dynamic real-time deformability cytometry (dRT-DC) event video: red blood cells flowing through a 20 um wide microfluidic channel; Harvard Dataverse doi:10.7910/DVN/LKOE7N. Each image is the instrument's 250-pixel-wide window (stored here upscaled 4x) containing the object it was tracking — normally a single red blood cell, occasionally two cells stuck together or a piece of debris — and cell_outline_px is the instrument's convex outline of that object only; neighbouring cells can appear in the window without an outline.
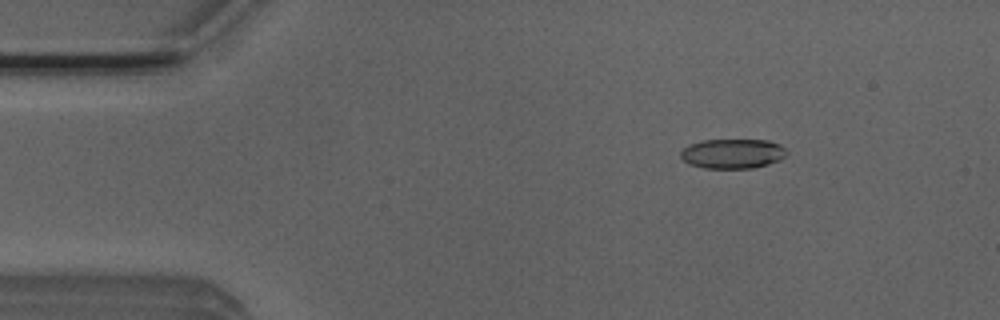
{"species": "Egyptian fruit bat (a non-hibernating species)", "species_latin": "Rousettus aegyptiacus", "temperature_condition": "room temperature", "stored_images_in_passage": 52, "camera_frame_rate_fps": 3000, "um_per_image_px": 0.085, "animal": {"sex": "male"}, "frame": {"image": 1, "passage_image": 7, "time_ms": 2.0, "image_size_px": [1000, 320], "cell_outline_px": [[788, 152], [780, 160], [768, 164], [752, 168], [704, 168], [688, 164], [680, 156], [680, 152], [688, 144], [704, 140], [768, 140], [780, 144]], "centroid_in_image_um": [62.26, 13.06], "position_along_channel_um": 22.7, "area_um2": 18.38}}
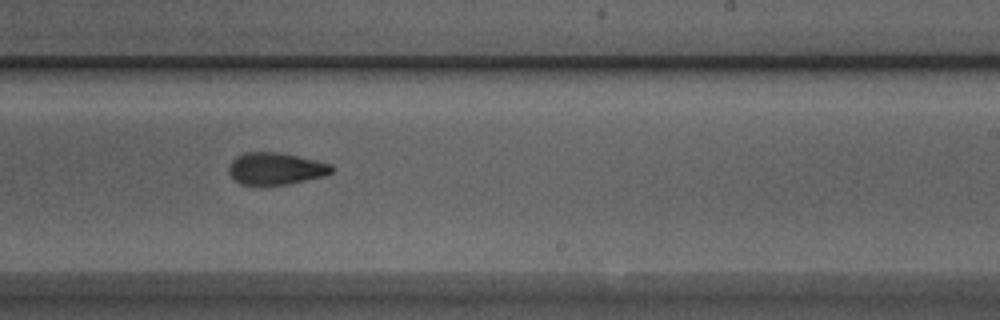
{"frame": {"image": 2, "passage_image": 31, "time_ms": 10.0, "image_size_px": [1000, 320], "cell_outline_px": [[332, 172], [324, 176], [288, 184], [240, 184], [228, 172], [228, 168], [232, 160], [236, 156], [244, 152], [276, 152], [296, 156], [332, 164]], "centroid_in_image_um": [23.41, 14.32], "position_along_channel_um": 265.6, "area_um2": 18.9}}
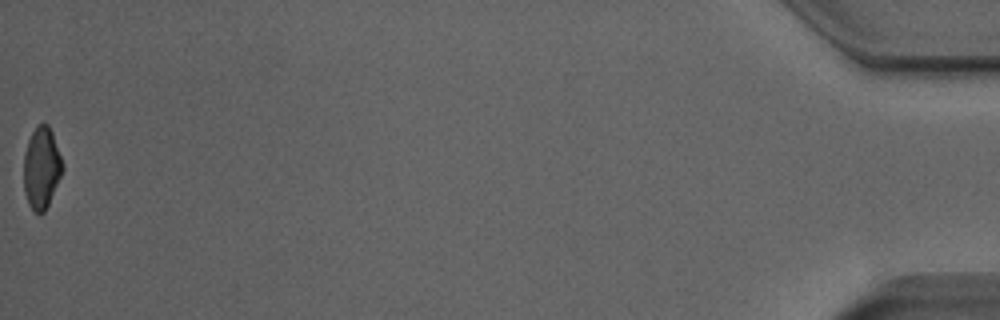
{"frame": {"image": 3, "passage_image": 52, "time_ms": 17.0, "image_size_px": [1000, 320], "cell_outline_px": [[64, 168], [48, 204], [44, 212], [36, 212], [28, 204], [24, 192], [24, 152], [28, 140], [36, 124], [48, 124], [52, 132], [64, 164]], "centroid_in_image_um": [3.53, 14.24], "position_along_channel_um": 431.7, "area_um2": 18.38}, "authors_computed_cell_mechanics": {"area_um2": 19.4208, "velocity_mm_per_s": 3.9108, "shape_relaxation_time_tau1_ms": 8.5299, "shape_relaxation_time_tau2_ms": 2.172, "deformation_change_tau1": 0.207, "deformation_change_tau2": 0.0865}}